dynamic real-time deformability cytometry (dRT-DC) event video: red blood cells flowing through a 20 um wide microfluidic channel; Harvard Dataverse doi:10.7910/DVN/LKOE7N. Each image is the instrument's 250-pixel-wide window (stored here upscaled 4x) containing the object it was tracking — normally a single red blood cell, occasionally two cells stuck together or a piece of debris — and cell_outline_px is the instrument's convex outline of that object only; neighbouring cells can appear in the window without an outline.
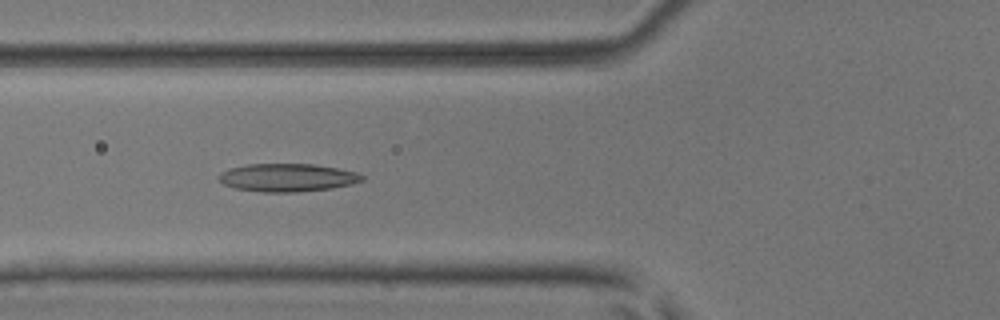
{"species": "common noctule bat (a hibernating species)", "species_latin": "Nyctalus noctula", "temperature_condition": "room temperature", "stored_images_in_passage": 52, "segment_of_instrument_passage": [1, 2], "camera_frame_rate_fps": 3000, "um_per_image_px": 0.085, "animal": {"sex": "male", "body_mass_g": 17.9, "forearm_length_mm": 54.2}, "frame": {"image": 1, "passage_image": 20, "time_ms": 6.333, "image_size_px": [1000, 320], "cell_outline_px": [[364, 180], [352, 184], [332, 188], [296, 192], [264, 192], [236, 188], [224, 184], [220, 180], [220, 172], [232, 168], [248, 164], [316, 164], [356, 172], [364, 176]], "centroid_in_image_um": [24.47, 15.09], "position_along_channel_um": 101.3, "area_um2": 23.18}}
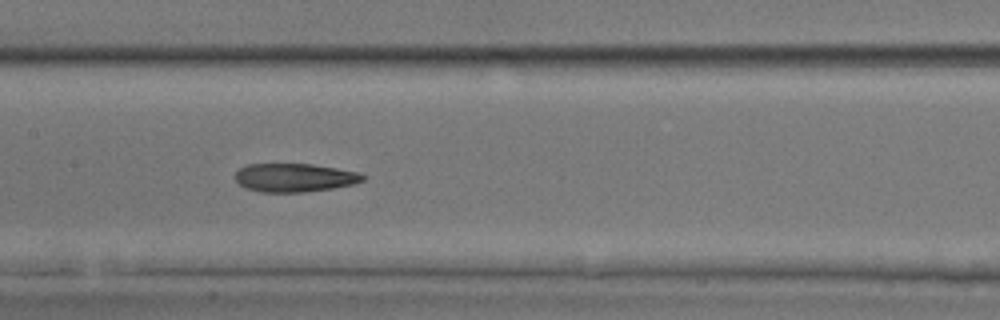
{"frame": {"image": 2, "passage_image": 26, "time_ms": 8.333, "image_size_px": [1000, 320], "cell_outline_px": [[368, 176], [364, 180], [352, 184], [332, 188], [304, 192], [260, 192], [244, 188], [236, 180], [236, 172], [240, 168], [248, 164], [312, 164], [336, 168], [356, 172]], "centroid_in_image_um": [25.02, 15.1], "position_along_channel_um": 182.4, "area_um2": 21.1}}
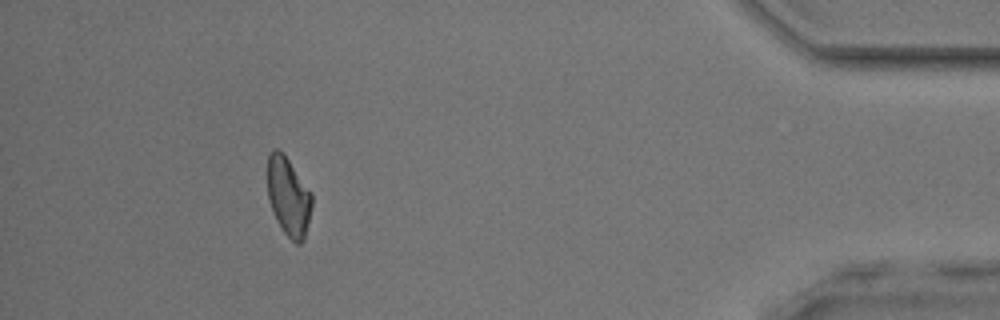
{"frame": {"image": 3, "passage_image": 47, "time_ms": 15.333, "image_size_px": [1000, 320], "cell_outline_px": [[312, 204], [304, 240], [300, 244], [296, 244], [284, 232], [276, 220], [268, 200], [268, 152], [272, 148], [276, 148], [284, 152], [312, 192]], "centroid_in_image_um": [24.52, 16.66], "position_along_channel_um": 410.7, "area_um2": 20.63}}